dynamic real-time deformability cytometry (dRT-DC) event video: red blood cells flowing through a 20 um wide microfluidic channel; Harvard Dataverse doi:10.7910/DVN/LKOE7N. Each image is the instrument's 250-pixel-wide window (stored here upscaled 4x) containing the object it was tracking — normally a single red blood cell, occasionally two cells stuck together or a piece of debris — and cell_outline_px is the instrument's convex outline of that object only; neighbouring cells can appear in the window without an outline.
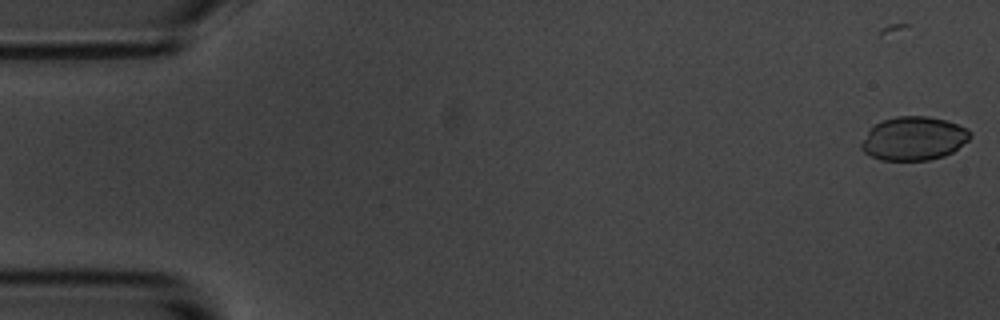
{"species": "common noctule bat (a hibernating species)", "species_latin": "Nyctalus noctula", "temperature_condition": "room temperature", "stored_images_in_passage": 15, "camera_frame_rate_fps": 3000, "um_per_image_px": 0.085, "animal": {"sex": "male", "body_mass_g": 20.1, "forearm_length_mm": 53.5}, "frame": {"image": 1, "passage_image": 1, "time_ms": 0.0, "image_size_px": [1000, 320], "cell_outline_px": [[972, 136], [968, 140], [952, 152], [944, 156], [928, 160], [880, 160], [864, 152], [860, 148], [860, 144], [868, 128], [872, 124], [896, 116], [928, 116], [948, 120], [968, 128], [972, 132]], "centroid_in_image_um": [77.66, 11.76], "position_along_channel_um": 7.3, "area_um2": 28.03}}